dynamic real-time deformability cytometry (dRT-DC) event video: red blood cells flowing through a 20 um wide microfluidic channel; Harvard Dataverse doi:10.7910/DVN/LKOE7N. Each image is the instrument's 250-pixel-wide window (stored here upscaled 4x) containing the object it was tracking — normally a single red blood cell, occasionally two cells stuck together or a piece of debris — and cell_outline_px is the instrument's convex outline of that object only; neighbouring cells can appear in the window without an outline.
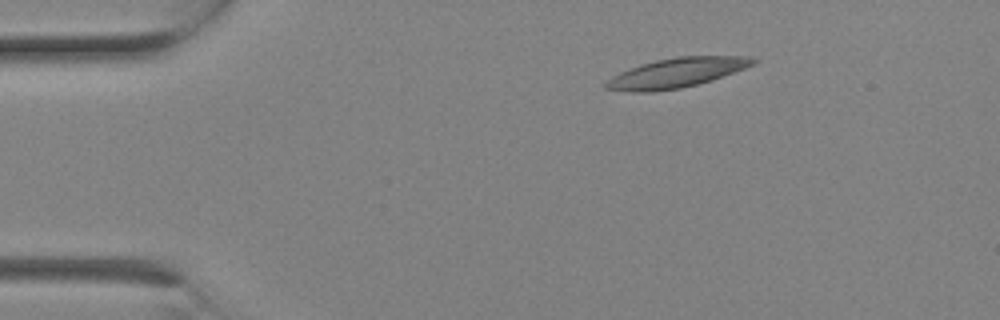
{"species": "Egyptian fruit bat (a non-hibernating species)", "species_latin": "Rousettus aegyptiacus", "temperature_condition": "room temperature", "stored_images_in_passage": 2, "camera_frame_rate_fps": 3000, "um_per_image_px": 0.085, "animal": {"sex": "female"}, "frame": {"image": 1, "passage_image": 1, "time_ms": 0.0, "image_size_px": [1000, 320], "cell_outline_px": [[756, 64], [712, 80], [680, 88], [652, 92], [628, 92], [604, 88], [604, 84], [612, 76], [620, 72], [640, 64], [656, 60], [676, 56], [748, 56], [756, 60]], "centroid_in_image_um": [57.48, 6.19], "position_along_channel_um": 27.5, "area_um2": 25.32}}
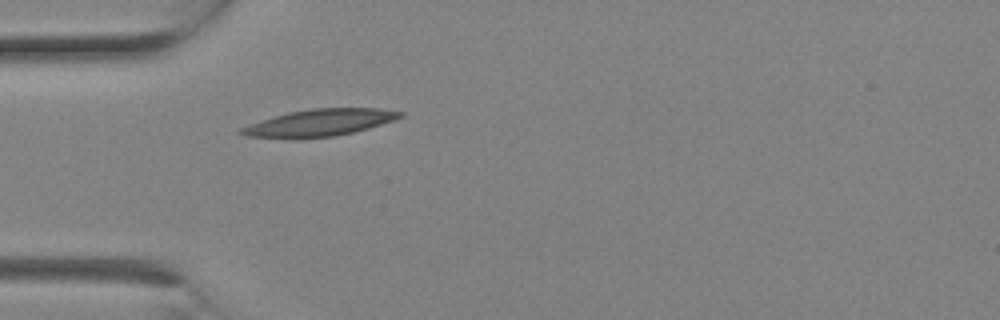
{"frame": {"image": 2, "passage_image": 2, "time_ms": 0.333, "image_size_px": [1000, 320], "cell_outline_px": [[404, 116], [368, 128], [352, 132], [332, 136], [248, 136], [236, 132], [240, 128], [288, 112], [312, 108], [380, 108], [404, 112]], "centroid_in_image_um": [27.26, 10.38], "position_along_channel_um": 57.7, "area_um2": 23.7}}